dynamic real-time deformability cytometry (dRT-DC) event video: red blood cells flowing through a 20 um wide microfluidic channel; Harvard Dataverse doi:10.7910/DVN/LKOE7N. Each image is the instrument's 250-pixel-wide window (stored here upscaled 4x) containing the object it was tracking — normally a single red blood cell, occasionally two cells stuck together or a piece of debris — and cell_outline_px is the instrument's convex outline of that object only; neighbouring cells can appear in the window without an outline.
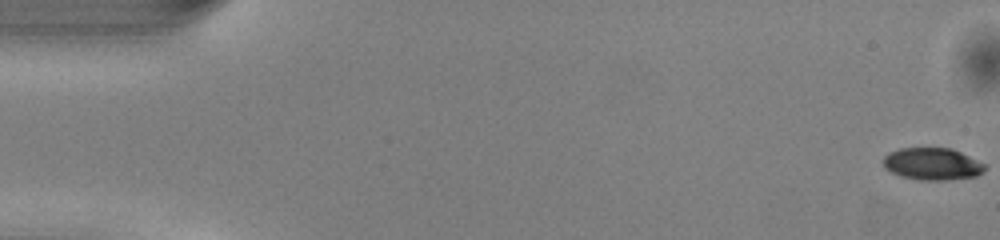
{"species": "common noctule bat (a hibernating species)", "species_latin": "Nyctalus noctula", "temperature_condition": "warm", "stored_images_in_passage": 16, "camera_frame_rate_fps": 3000, "um_per_image_px": 0.085, "animal": {"sex": "male", "body_mass_g": 13.0, "forearm_length_mm": 53.1}, "frame": {"image": 1, "passage_image": 1, "time_ms": 0.0, "image_size_px": [1000, 240], "cell_outline_px": [[984, 172], [976, 176], [948, 180], [920, 180], [900, 176], [884, 168], [884, 156], [888, 152], [900, 148], [952, 148], [984, 164]], "centroid_in_image_um": [79.22, 13.94], "position_along_channel_um": 5.8, "area_um2": 18.96}}
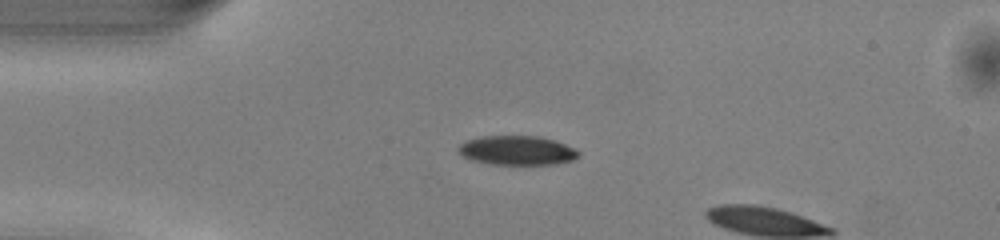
{"frame": {"image": 2, "passage_image": 13, "time_ms": 4.0, "image_size_px": [1000, 240], "cell_outline_px": [[580, 156], [572, 160], [556, 164], [488, 164], [472, 160], [464, 156], [456, 148], [460, 144], [468, 140], [480, 136], [540, 136], [556, 140], [576, 148], [580, 152]], "centroid_in_image_um": [43.99, 12.78], "position_along_channel_um": 41.0, "area_um2": 20.63}}